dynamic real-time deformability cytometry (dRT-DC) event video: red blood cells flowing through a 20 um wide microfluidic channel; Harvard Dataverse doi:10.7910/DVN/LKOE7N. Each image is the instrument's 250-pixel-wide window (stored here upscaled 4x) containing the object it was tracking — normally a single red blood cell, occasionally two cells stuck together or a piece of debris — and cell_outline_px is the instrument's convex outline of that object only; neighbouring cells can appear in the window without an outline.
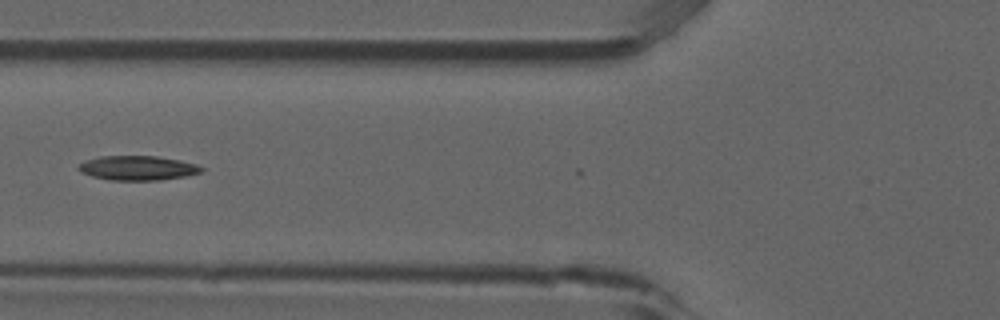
{"species": "common noctule bat (a hibernating species)", "species_latin": "Nyctalus noctula", "temperature_condition": "room temperature", "stored_images_in_passage": 6, "camera_frame_rate_fps": 3000, "um_per_image_px": 0.085, "animal": {"sex": "male", "forearm_length_mm": 52.5}, "frame": {"image": 1, "passage_image": 6, "time_ms": 1.667, "image_size_px": [1000, 320], "cell_outline_px": [[204, 168], [200, 172], [184, 176], [160, 180], [108, 180], [92, 176], [80, 172], [76, 168], [84, 160], [100, 156], [156, 156], [180, 160], [196, 164]], "centroid_in_image_um": [11.65, 14.27], "position_along_channel_um": 114.1, "area_um2": 17.51}}